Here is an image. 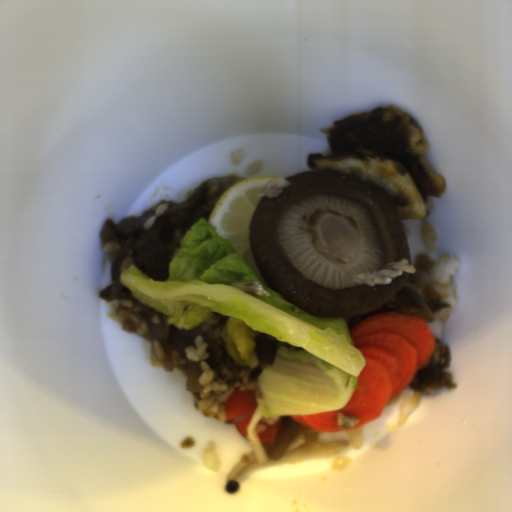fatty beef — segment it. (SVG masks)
I'll use <instances>...</instances> for the list:
<instances>
[{"label": "fatty beef", "mask_w": 512, "mask_h": 512, "mask_svg": "<svg viewBox=\"0 0 512 512\" xmlns=\"http://www.w3.org/2000/svg\"><path fill=\"white\" fill-rule=\"evenodd\" d=\"M246 177L224 176L205 181L181 203L161 202L139 217H128L119 223L106 219L99 236L110 260V283L98 298L115 301V316L125 330L135 332L148 341L149 359L154 367L166 372L178 369L184 373L188 392L203 390L200 375L203 367L190 361L186 350L201 336L206 345L204 363L214 380L232 385L242 379L258 384L265 367L273 364L278 348L302 350L288 341L262 332H255V352L258 365L248 367L234 360L227 349L224 327L230 316L213 312L205 322L193 329H180L168 322L166 313L140 302L120 278L131 265L154 281L169 277L171 261L184 235L199 219L209 222L220 197Z\"/></svg>", "instance_id": "fatty-beef-1"}, {"label": "fatty beef", "mask_w": 512, "mask_h": 512, "mask_svg": "<svg viewBox=\"0 0 512 512\" xmlns=\"http://www.w3.org/2000/svg\"><path fill=\"white\" fill-rule=\"evenodd\" d=\"M450 362L448 345L435 338L434 351L429 362L409 383L413 392L402 399L399 423L404 422L416 410L422 396H430L440 389H456L453 377L448 371Z\"/></svg>", "instance_id": "fatty-beef-2"}]
</instances>
